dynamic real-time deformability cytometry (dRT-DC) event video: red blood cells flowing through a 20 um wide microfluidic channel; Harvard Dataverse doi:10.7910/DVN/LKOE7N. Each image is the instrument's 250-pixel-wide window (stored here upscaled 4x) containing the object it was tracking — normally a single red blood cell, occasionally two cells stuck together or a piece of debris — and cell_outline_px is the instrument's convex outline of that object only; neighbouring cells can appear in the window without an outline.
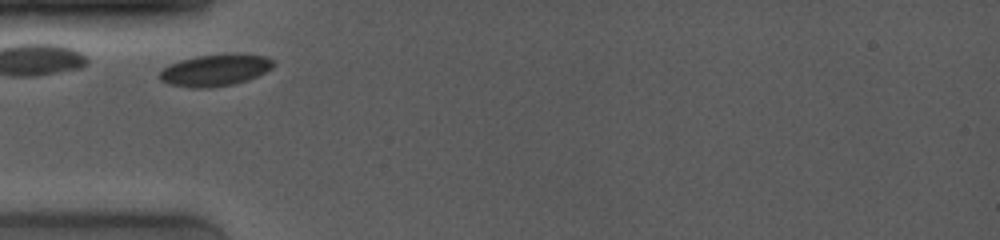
{"species": "common noctule bat (a hibernating species)", "species_latin": "Nyctalus noctula", "temperature_condition": "room temperature", "stored_images_in_passage": 4, "camera_frame_rate_fps": 4000, "um_per_image_px": 0.085, "animal": {"sex": "female", "body_mass_g": 19.0, "forearm_length_mm": 53.3}, "frame": {"image": 1, "passage_image": 1, "time_ms": 0.0, "image_size_px": [1000, 240], "cell_outline_px": [[276, 64], [272, 68], [248, 80], [232, 84], [208, 88], [192, 88], [168, 84], [160, 80], [160, 72], [164, 68], [180, 60], [196, 56], [264, 56], [272, 60]], "centroid_in_image_um": [18.24, 6.01], "position_along_channel_um": 66.8, "area_um2": 20.17}}